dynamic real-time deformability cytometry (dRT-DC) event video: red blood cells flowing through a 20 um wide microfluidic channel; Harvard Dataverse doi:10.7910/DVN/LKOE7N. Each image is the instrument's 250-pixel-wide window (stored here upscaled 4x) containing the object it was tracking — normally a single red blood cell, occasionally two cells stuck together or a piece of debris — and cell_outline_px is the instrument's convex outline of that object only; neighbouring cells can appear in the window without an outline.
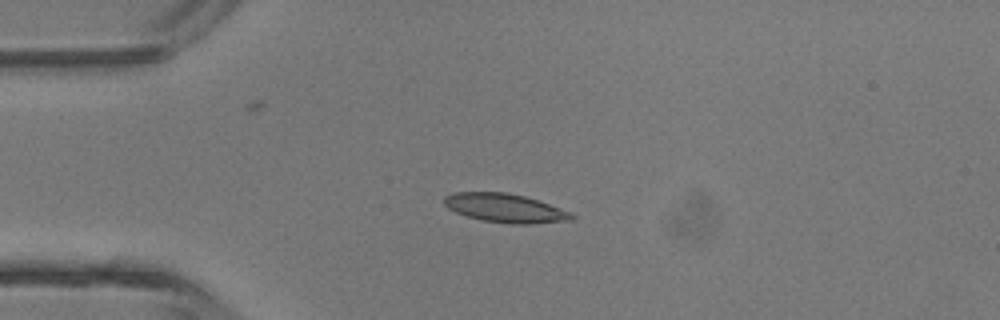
{"species": "common noctule bat (a hibernating species)", "species_latin": "Nyctalus noctula", "temperature_condition": "room temperature", "stored_images_in_passage": 2, "camera_frame_rate_fps": 3000, "um_per_image_px": 0.085, "animal": {"sex": "male", "body_mass_g": 13.3}, "frame": {"image": 1, "passage_image": 1, "time_ms": 0.0, "image_size_px": [1000, 320], "cell_outline_px": [[576, 216], [572, 220], [528, 224], [512, 224], [484, 220], [468, 216], [456, 212], [448, 208], [444, 204], [444, 196], [452, 192], [508, 192], [524, 196], [572, 212]], "centroid_in_image_um": [42.94, 17.68], "position_along_channel_um": 42.1, "area_um2": 21.27}}